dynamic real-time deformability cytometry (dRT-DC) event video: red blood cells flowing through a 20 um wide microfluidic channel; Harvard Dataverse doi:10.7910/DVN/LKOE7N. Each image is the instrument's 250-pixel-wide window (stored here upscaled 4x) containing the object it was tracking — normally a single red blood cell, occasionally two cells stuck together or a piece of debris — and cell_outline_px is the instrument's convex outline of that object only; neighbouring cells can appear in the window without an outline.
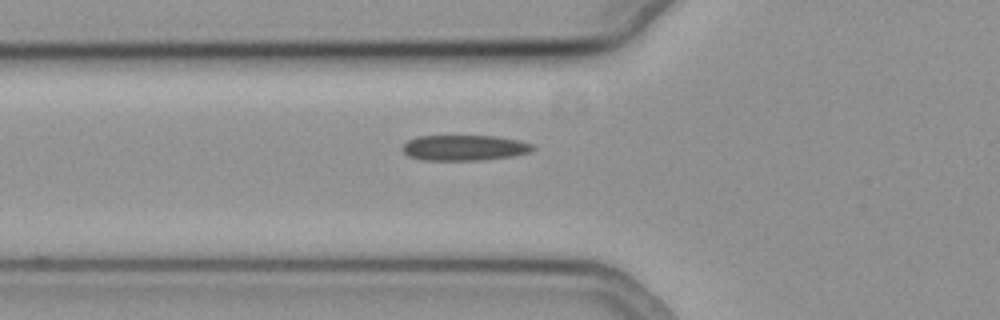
{"species": "common noctule bat (a hibernating species)", "species_latin": "Nyctalus noctula", "temperature_condition": "cold", "stored_images_in_passage": 35, "camera_frame_rate_fps": 3000, "um_per_image_px": 0.085, "animal": {"sex": "female", "body_mass_g": 19.3, "forearm_length_mm": 54.1}, "frame": {"image": 1, "passage_image": 2, "time_ms": 0.333, "image_size_px": [1000, 320], "cell_outline_px": [[536, 148], [528, 152], [512, 156], [476, 160], [424, 160], [408, 156], [400, 148], [408, 140], [420, 136], [496, 136], [520, 140], [532, 144]], "centroid_in_image_um": [39.46, 12.55], "position_along_channel_um": 86.3, "area_um2": 19.31}}
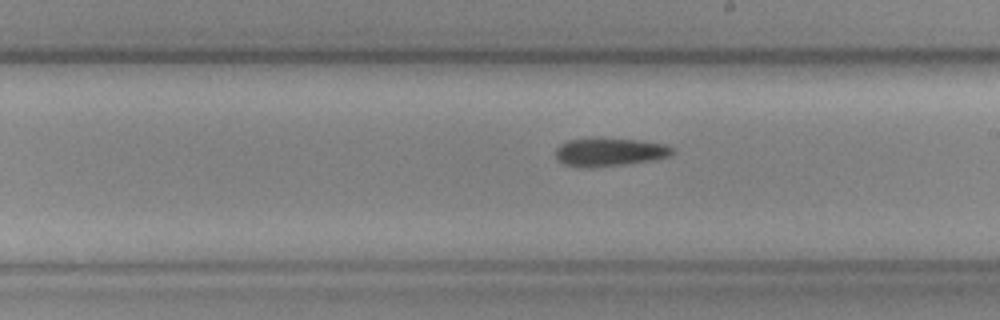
{"frame": {"image": 2, "passage_image": 14, "time_ms": 4.333, "image_size_px": [1000, 320], "cell_outline_px": [[676, 152], [668, 156], [652, 160], [624, 164], [592, 168], [580, 168], [564, 164], [556, 156], [556, 148], [560, 144], [568, 140], [592, 136], [636, 140], [668, 144]], "centroid_in_image_um": [51.78, 12.9], "position_along_channel_um": 237.2, "area_um2": 19.71}}
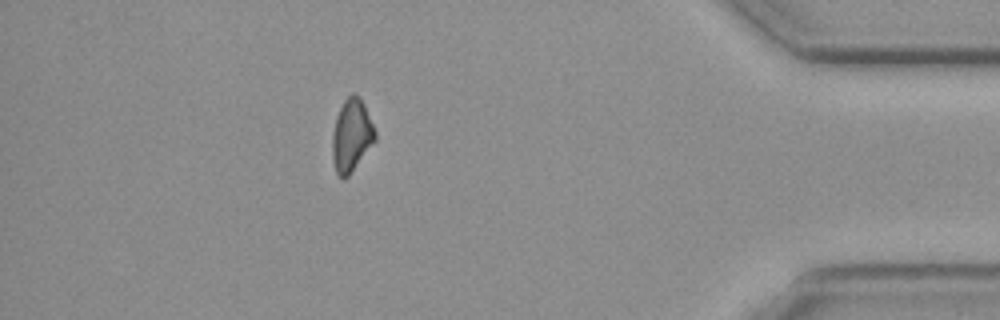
{"frame": {"image": 3, "passage_image": 31, "time_ms": 10.0, "image_size_px": [1000, 320], "cell_outline_px": [[376, 140], [348, 176], [340, 176], [336, 172], [332, 160], [332, 132], [336, 116], [344, 100], [352, 92], [364, 104], [376, 132]], "centroid_in_image_um": [29.87, 11.5], "position_along_channel_um": 405.3, "area_um2": 17.86}}